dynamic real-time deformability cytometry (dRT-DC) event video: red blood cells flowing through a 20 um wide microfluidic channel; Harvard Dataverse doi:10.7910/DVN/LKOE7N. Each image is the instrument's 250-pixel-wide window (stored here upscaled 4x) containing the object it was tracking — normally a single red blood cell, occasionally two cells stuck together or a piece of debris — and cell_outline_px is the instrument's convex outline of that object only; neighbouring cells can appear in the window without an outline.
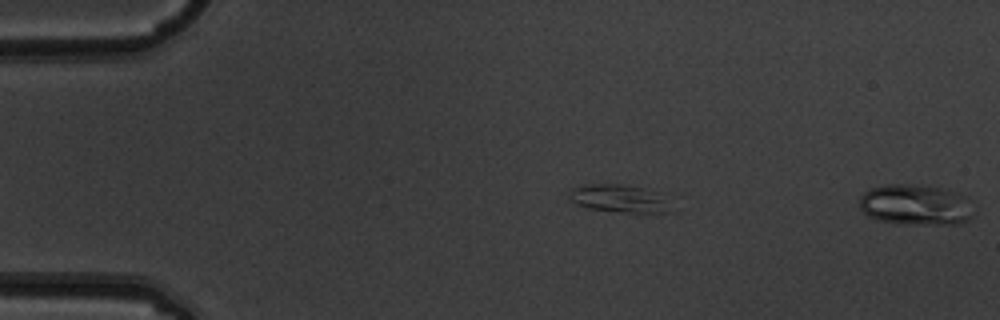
{"species": "common noctule bat (a hibernating species)", "species_latin": "Nyctalus noctula", "temperature_condition": "warm", "stored_images_in_passage": 2, "segment_of_instrument_passage": [2, 2], "camera_frame_rate_fps": 3000, "um_per_image_px": 0.085, "animal": {"sex": "male", "body_mass_g": 19.5, "forearm_length_mm": 54.6}, "frame": {"image": 1, "passage_image": 2, "time_ms": 0.333, "image_size_px": [1000, 320], "cell_outline_px": [[976, 212], [968, 220], [960, 224], [900, 224], [880, 220], [868, 216], [860, 208], [860, 196], [864, 192], [872, 188], [888, 184], [912, 184], [948, 188], [960, 192], [968, 196]], "centroid_in_image_um": [77.92, 17.4], "position_along_channel_um": 7.1, "area_um2": 27.8}}